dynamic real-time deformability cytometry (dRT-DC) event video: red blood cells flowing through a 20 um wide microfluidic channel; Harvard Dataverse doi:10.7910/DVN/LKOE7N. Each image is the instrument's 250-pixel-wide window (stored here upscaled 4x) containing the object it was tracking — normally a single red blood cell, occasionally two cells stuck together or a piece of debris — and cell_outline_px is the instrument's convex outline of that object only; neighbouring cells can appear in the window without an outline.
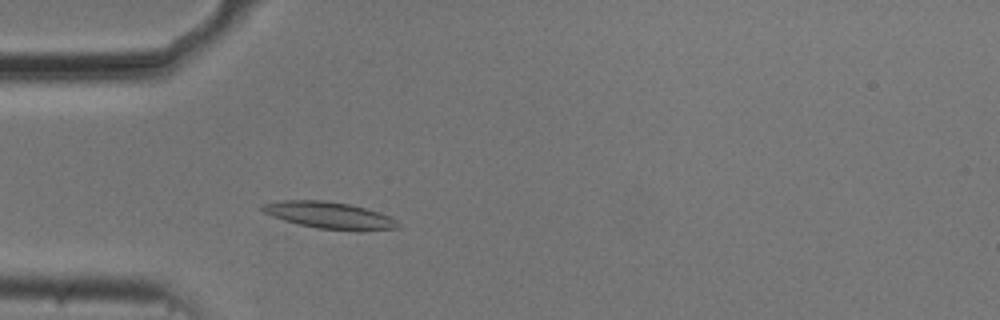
{"species": "common noctule bat (a hibernating species)", "species_latin": "Nyctalus noctula", "temperature_condition": "cold", "stored_images_in_passage": 49, "camera_frame_rate_fps": 3000, "um_per_image_px": 0.085, "animal": {"sex": "male", "body_mass_g": 20.5, "forearm_length_mm": 52.5}, "frame": {"image": 1, "passage_image": 11, "time_ms": 3.333, "image_size_px": [1000, 320], "cell_outline_px": [[400, 228], [320, 228], [300, 224], [284, 220], [264, 212], [260, 208], [260, 204], [280, 200], [328, 200], [348, 204], [380, 212], [396, 220], [400, 224]], "centroid_in_image_um": [27.9, 18.23], "position_along_channel_um": 57.1, "area_um2": 20.17}}
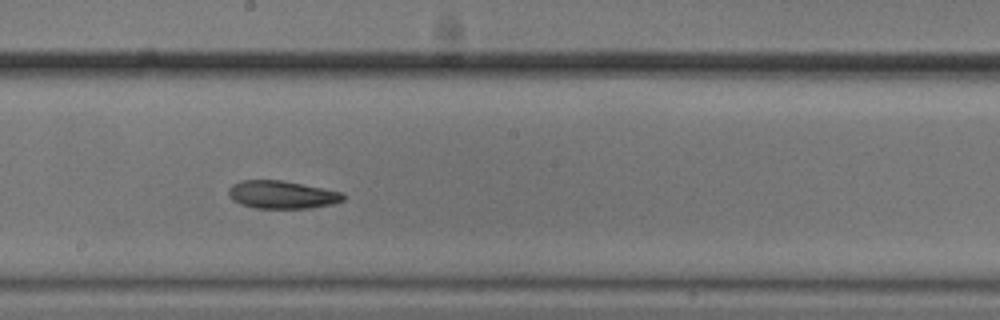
{"frame": {"image": 2, "passage_image": 25, "time_ms": 8.0, "image_size_px": [1000, 320], "cell_outline_px": [[344, 200], [332, 204], [308, 208], [252, 208], [240, 204], [232, 200], [228, 196], [228, 188], [232, 184], [240, 180], [280, 180], [324, 188], [344, 192]], "centroid_in_image_um": [23.93, 16.54], "position_along_channel_um": 224.3, "area_um2": 18.79}}
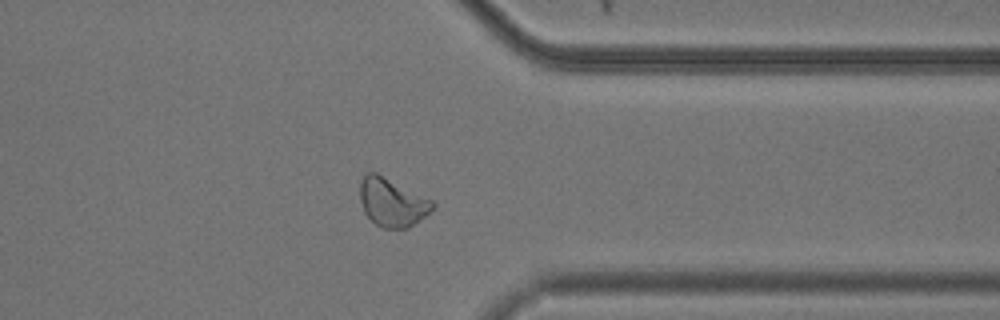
{"frame": {"image": 3, "passage_image": 38, "time_ms": 12.333, "image_size_px": [1000, 320], "cell_outline_px": [[436, 204], [424, 216], [408, 228], [384, 228], [376, 224], [364, 212], [360, 200], [360, 180], [368, 172], [376, 172], [432, 200]], "centroid_in_image_um": [33.3, 17.19], "position_along_channel_um": 378.1, "area_um2": 20.11}}